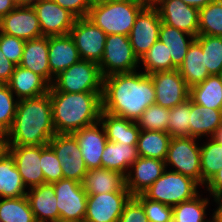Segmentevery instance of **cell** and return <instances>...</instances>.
<instances>
[{
	"label": "cell",
	"instance_id": "10",
	"mask_svg": "<svg viewBox=\"0 0 222 222\" xmlns=\"http://www.w3.org/2000/svg\"><path fill=\"white\" fill-rule=\"evenodd\" d=\"M81 60L100 63L105 50L106 33L87 17L78 18L70 31Z\"/></svg>",
	"mask_w": 222,
	"mask_h": 222
},
{
	"label": "cell",
	"instance_id": "29",
	"mask_svg": "<svg viewBox=\"0 0 222 222\" xmlns=\"http://www.w3.org/2000/svg\"><path fill=\"white\" fill-rule=\"evenodd\" d=\"M195 39L196 37L184 31L178 30L163 22L161 23L158 40L167 46L169 55L172 58L173 70L178 69L181 66L191 43Z\"/></svg>",
	"mask_w": 222,
	"mask_h": 222
},
{
	"label": "cell",
	"instance_id": "43",
	"mask_svg": "<svg viewBox=\"0 0 222 222\" xmlns=\"http://www.w3.org/2000/svg\"><path fill=\"white\" fill-rule=\"evenodd\" d=\"M40 163L45 183L52 184L63 178L62 163L49 144L40 145Z\"/></svg>",
	"mask_w": 222,
	"mask_h": 222
},
{
	"label": "cell",
	"instance_id": "23",
	"mask_svg": "<svg viewBox=\"0 0 222 222\" xmlns=\"http://www.w3.org/2000/svg\"><path fill=\"white\" fill-rule=\"evenodd\" d=\"M28 190L26 196L36 222L59 220V210L53 184L44 183Z\"/></svg>",
	"mask_w": 222,
	"mask_h": 222
},
{
	"label": "cell",
	"instance_id": "19",
	"mask_svg": "<svg viewBox=\"0 0 222 222\" xmlns=\"http://www.w3.org/2000/svg\"><path fill=\"white\" fill-rule=\"evenodd\" d=\"M79 144L82 158L89 169L102 168L101 155L108 141L104 127L98 121L72 133Z\"/></svg>",
	"mask_w": 222,
	"mask_h": 222
},
{
	"label": "cell",
	"instance_id": "38",
	"mask_svg": "<svg viewBox=\"0 0 222 222\" xmlns=\"http://www.w3.org/2000/svg\"><path fill=\"white\" fill-rule=\"evenodd\" d=\"M198 35L222 36V0L199 9Z\"/></svg>",
	"mask_w": 222,
	"mask_h": 222
},
{
	"label": "cell",
	"instance_id": "22",
	"mask_svg": "<svg viewBox=\"0 0 222 222\" xmlns=\"http://www.w3.org/2000/svg\"><path fill=\"white\" fill-rule=\"evenodd\" d=\"M20 66L42 76L52 85L55 77L49 66L48 36L25 41Z\"/></svg>",
	"mask_w": 222,
	"mask_h": 222
},
{
	"label": "cell",
	"instance_id": "48",
	"mask_svg": "<svg viewBox=\"0 0 222 222\" xmlns=\"http://www.w3.org/2000/svg\"><path fill=\"white\" fill-rule=\"evenodd\" d=\"M16 65L7 59L0 49V84H7L14 72Z\"/></svg>",
	"mask_w": 222,
	"mask_h": 222
},
{
	"label": "cell",
	"instance_id": "51",
	"mask_svg": "<svg viewBox=\"0 0 222 222\" xmlns=\"http://www.w3.org/2000/svg\"><path fill=\"white\" fill-rule=\"evenodd\" d=\"M213 200L218 206H216L217 208L214 210L210 220L212 222H222V195L214 196Z\"/></svg>",
	"mask_w": 222,
	"mask_h": 222
},
{
	"label": "cell",
	"instance_id": "45",
	"mask_svg": "<svg viewBox=\"0 0 222 222\" xmlns=\"http://www.w3.org/2000/svg\"><path fill=\"white\" fill-rule=\"evenodd\" d=\"M25 40L0 32V49L16 66L20 65Z\"/></svg>",
	"mask_w": 222,
	"mask_h": 222
},
{
	"label": "cell",
	"instance_id": "1",
	"mask_svg": "<svg viewBox=\"0 0 222 222\" xmlns=\"http://www.w3.org/2000/svg\"><path fill=\"white\" fill-rule=\"evenodd\" d=\"M155 104V87L143 71L117 73L103 78L102 111L136 122Z\"/></svg>",
	"mask_w": 222,
	"mask_h": 222
},
{
	"label": "cell",
	"instance_id": "46",
	"mask_svg": "<svg viewBox=\"0 0 222 222\" xmlns=\"http://www.w3.org/2000/svg\"><path fill=\"white\" fill-rule=\"evenodd\" d=\"M118 222H149V221L146 219L143 206L134 197H131L129 201L124 205L122 214Z\"/></svg>",
	"mask_w": 222,
	"mask_h": 222
},
{
	"label": "cell",
	"instance_id": "58",
	"mask_svg": "<svg viewBox=\"0 0 222 222\" xmlns=\"http://www.w3.org/2000/svg\"><path fill=\"white\" fill-rule=\"evenodd\" d=\"M54 222H75V221H65V220L59 219V220H55Z\"/></svg>",
	"mask_w": 222,
	"mask_h": 222
},
{
	"label": "cell",
	"instance_id": "26",
	"mask_svg": "<svg viewBox=\"0 0 222 222\" xmlns=\"http://www.w3.org/2000/svg\"><path fill=\"white\" fill-rule=\"evenodd\" d=\"M81 184L87 194L129 191L125 186V176L106 168L89 169Z\"/></svg>",
	"mask_w": 222,
	"mask_h": 222
},
{
	"label": "cell",
	"instance_id": "41",
	"mask_svg": "<svg viewBox=\"0 0 222 222\" xmlns=\"http://www.w3.org/2000/svg\"><path fill=\"white\" fill-rule=\"evenodd\" d=\"M169 108L157 104L150 105L136 121L141 130L163 131L167 133Z\"/></svg>",
	"mask_w": 222,
	"mask_h": 222
},
{
	"label": "cell",
	"instance_id": "6",
	"mask_svg": "<svg viewBox=\"0 0 222 222\" xmlns=\"http://www.w3.org/2000/svg\"><path fill=\"white\" fill-rule=\"evenodd\" d=\"M59 92H103V77L95 62L80 60L61 71L52 83Z\"/></svg>",
	"mask_w": 222,
	"mask_h": 222
},
{
	"label": "cell",
	"instance_id": "16",
	"mask_svg": "<svg viewBox=\"0 0 222 222\" xmlns=\"http://www.w3.org/2000/svg\"><path fill=\"white\" fill-rule=\"evenodd\" d=\"M0 32L31 40L42 37L38 17L31 4H19L0 19Z\"/></svg>",
	"mask_w": 222,
	"mask_h": 222
},
{
	"label": "cell",
	"instance_id": "20",
	"mask_svg": "<svg viewBox=\"0 0 222 222\" xmlns=\"http://www.w3.org/2000/svg\"><path fill=\"white\" fill-rule=\"evenodd\" d=\"M15 160V165L26 188L31 189L45 183L40 163L39 146H8L7 150Z\"/></svg>",
	"mask_w": 222,
	"mask_h": 222
},
{
	"label": "cell",
	"instance_id": "14",
	"mask_svg": "<svg viewBox=\"0 0 222 222\" xmlns=\"http://www.w3.org/2000/svg\"><path fill=\"white\" fill-rule=\"evenodd\" d=\"M150 75L155 87V104L171 109L189 99L190 87L178 69Z\"/></svg>",
	"mask_w": 222,
	"mask_h": 222
},
{
	"label": "cell",
	"instance_id": "39",
	"mask_svg": "<svg viewBox=\"0 0 222 222\" xmlns=\"http://www.w3.org/2000/svg\"><path fill=\"white\" fill-rule=\"evenodd\" d=\"M142 63V69L144 73L151 74L157 71H172L173 63L172 58L169 55L167 46L157 40L147 53L139 60Z\"/></svg>",
	"mask_w": 222,
	"mask_h": 222
},
{
	"label": "cell",
	"instance_id": "18",
	"mask_svg": "<svg viewBox=\"0 0 222 222\" xmlns=\"http://www.w3.org/2000/svg\"><path fill=\"white\" fill-rule=\"evenodd\" d=\"M165 161L138 157L125 176V186L132 197L146 191L166 170Z\"/></svg>",
	"mask_w": 222,
	"mask_h": 222
},
{
	"label": "cell",
	"instance_id": "33",
	"mask_svg": "<svg viewBox=\"0 0 222 222\" xmlns=\"http://www.w3.org/2000/svg\"><path fill=\"white\" fill-rule=\"evenodd\" d=\"M171 136L163 131L141 130L137 143L139 157L165 161Z\"/></svg>",
	"mask_w": 222,
	"mask_h": 222
},
{
	"label": "cell",
	"instance_id": "34",
	"mask_svg": "<svg viewBox=\"0 0 222 222\" xmlns=\"http://www.w3.org/2000/svg\"><path fill=\"white\" fill-rule=\"evenodd\" d=\"M200 145L202 187L222 168V144L214 138H207Z\"/></svg>",
	"mask_w": 222,
	"mask_h": 222
},
{
	"label": "cell",
	"instance_id": "40",
	"mask_svg": "<svg viewBox=\"0 0 222 222\" xmlns=\"http://www.w3.org/2000/svg\"><path fill=\"white\" fill-rule=\"evenodd\" d=\"M167 133L171 137H190V98L169 109Z\"/></svg>",
	"mask_w": 222,
	"mask_h": 222
},
{
	"label": "cell",
	"instance_id": "8",
	"mask_svg": "<svg viewBox=\"0 0 222 222\" xmlns=\"http://www.w3.org/2000/svg\"><path fill=\"white\" fill-rule=\"evenodd\" d=\"M102 77L138 70L139 59L133 52L129 37L121 34L106 36L103 57L98 64Z\"/></svg>",
	"mask_w": 222,
	"mask_h": 222
},
{
	"label": "cell",
	"instance_id": "12",
	"mask_svg": "<svg viewBox=\"0 0 222 222\" xmlns=\"http://www.w3.org/2000/svg\"><path fill=\"white\" fill-rule=\"evenodd\" d=\"M131 197L129 191L88 194L84 222H118Z\"/></svg>",
	"mask_w": 222,
	"mask_h": 222
},
{
	"label": "cell",
	"instance_id": "49",
	"mask_svg": "<svg viewBox=\"0 0 222 222\" xmlns=\"http://www.w3.org/2000/svg\"><path fill=\"white\" fill-rule=\"evenodd\" d=\"M204 188L210 194L209 196H220L222 195V168L205 184Z\"/></svg>",
	"mask_w": 222,
	"mask_h": 222
},
{
	"label": "cell",
	"instance_id": "47",
	"mask_svg": "<svg viewBox=\"0 0 222 222\" xmlns=\"http://www.w3.org/2000/svg\"><path fill=\"white\" fill-rule=\"evenodd\" d=\"M62 8L71 12L77 19L87 17L93 0H53Z\"/></svg>",
	"mask_w": 222,
	"mask_h": 222
},
{
	"label": "cell",
	"instance_id": "54",
	"mask_svg": "<svg viewBox=\"0 0 222 222\" xmlns=\"http://www.w3.org/2000/svg\"><path fill=\"white\" fill-rule=\"evenodd\" d=\"M143 6L155 7L161 0H138Z\"/></svg>",
	"mask_w": 222,
	"mask_h": 222
},
{
	"label": "cell",
	"instance_id": "27",
	"mask_svg": "<svg viewBox=\"0 0 222 222\" xmlns=\"http://www.w3.org/2000/svg\"><path fill=\"white\" fill-rule=\"evenodd\" d=\"M100 123L104 127L109 141L137 145L141 129L137 123L101 111Z\"/></svg>",
	"mask_w": 222,
	"mask_h": 222
},
{
	"label": "cell",
	"instance_id": "57",
	"mask_svg": "<svg viewBox=\"0 0 222 222\" xmlns=\"http://www.w3.org/2000/svg\"><path fill=\"white\" fill-rule=\"evenodd\" d=\"M97 1H104V2H117V1H138V0H97Z\"/></svg>",
	"mask_w": 222,
	"mask_h": 222
},
{
	"label": "cell",
	"instance_id": "5",
	"mask_svg": "<svg viewBox=\"0 0 222 222\" xmlns=\"http://www.w3.org/2000/svg\"><path fill=\"white\" fill-rule=\"evenodd\" d=\"M198 186L200 184L191 177L166 169L142 195L149 200L174 206L199 195Z\"/></svg>",
	"mask_w": 222,
	"mask_h": 222
},
{
	"label": "cell",
	"instance_id": "42",
	"mask_svg": "<svg viewBox=\"0 0 222 222\" xmlns=\"http://www.w3.org/2000/svg\"><path fill=\"white\" fill-rule=\"evenodd\" d=\"M18 101L7 84H0V132L6 134L11 129Z\"/></svg>",
	"mask_w": 222,
	"mask_h": 222
},
{
	"label": "cell",
	"instance_id": "2",
	"mask_svg": "<svg viewBox=\"0 0 222 222\" xmlns=\"http://www.w3.org/2000/svg\"><path fill=\"white\" fill-rule=\"evenodd\" d=\"M55 134L49 92L18 101L13 125L6 133L8 146L47 145Z\"/></svg>",
	"mask_w": 222,
	"mask_h": 222
},
{
	"label": "cell",
	"instance_id": "50",
	"mask_svg": "<svg viewBox=\"0 0 222 222\" xmlns=\"http://www.w3.org/2000/svg\"><path fill=\"white\" fill-rule=\"evenodd\" d=\"M20 4L19 0H0V19Z\"/></svg>",
	"mask_w": 222,
	"mask_h": 222
},
{
	"label": "cell",
	"instance_id": "36",
	"mask_svg": "<svg viewBox=\"0 0 222 222\" xmlns=\"http://www.w3.org/2000/svg\"><path fill=\"white\" fill-rule=\"evenodd\" d=\"M209 200L199 194L194 199L172 206L173 222H212L206 217Z\"/></svg>",
	"mask_w": 222,
	"mask_h": 222
},
{
	"label": "cell",
	"instance_id": "11",
	"mask_svg": "<svg viewBox=\"0 0 222 222\" xmlns=\"http://www.w3.org/2000/svg\"><path fill=\"white\" fill-rule=\"evenodd\" d=\"M62 163L63 178L82 183L88 168L72 134H55L48 143Z\"/></svg>",
	"mask_w": 222,
	"mask_h": 222
},
{
	"label": "cell",
	"instance_id": "15",
	"mask_svg": "<svg viewBox=\"0 0 222 222\" xmlns=\"http://www.w3.org/2000/svg\"><path fill=\"white\" fill-rule=\"evenodd\" d=\"M31 5L36 11L42 36L70 34L77 19L71 12L53 0H36Z\"/></svg>",
	"mask_w": 222,
	"mask_h": 222
},
{
	"label": "cell",
	"instance_id": "32",
	"mask_svg": "<svg viewBox=\"0 0 222 222\" xmlns=\"http://www.w3.org/2000/svg\"><path fill=\"white\" fill-rule=\"evenodd\" d=\"M189 98L204 107L222 110V80L219 75H210L203 82L190 87Z\"/></svg>",
	"mask_w": 222,
	"mask_h": 222
},
{
	"label": "cell",
	"instance_id": "30",
	"mask_svg": "<svg viewBox=\"0 0 222 222\" xmlns=\"http://www.w3.org/2000/svg\"><path fill=\"white\" fill-rule=\"evenodd\" d=\"M26 190L14 157L7 151L0 158V198L26 196Z\"/></svg>",
	"mask_w": 222,
	"mask_h": 222
},
{
	"label": "cell",
	"instance_id": "28",
	"mask_svg": "<svg viewBox=\"0 0 222 222\" xmlns=\"http://www.w3.org/2000/svg\"><path fill=\"white\" fill-rule=\"evenodd\" d=\"M138 157L137 145H126L108 140L101 155V164L102 168L117 171L126 176Z\"/></svg>",
	"mask_w": 222,
	"mask_h": 222
},
{
	"label": "cell",
	"instance_id": "4",
	"mask_svg": "<svg viewBox=\"0 0 222 222\" xmlns=\"http://www.w3.org/2000/svg\"><path fill=\"white\" fill-rule=\"evenodd\" d=\"M139 1L104 2L93 0L87 18L106 35L128 36L139 12L144 8Z\"/></svg>",
	"mask_w": 222,
	"mask_h": 222
},
{
	"label": "cell",
	"instance_id": "37",
	"mask_svg": "<svg viewBox=\"0 0 222 222\" xmlns=\"http://www.w3.org/2000/svg\"><path fill=\"white\" fill-rule=\"evenodd\" d=\"M195 40L201 45L209 74L219 75L222 72V36L198 35Z\"/></svg>",
	"mask_w": 222,
	"mask_h": 222
},
{
	"label": "cell",
	"instance_id": "44",
	"mask_svg": "<svg viewBox=\"0 0 222 222\" xmlns=\"http://www.w3.org/2000/svg\"><path fill=\"white\" fill-rule=\"evenodd\" d=\"M142 206L149 222H173L172 206L152 201L142 194L134 197Z\"/></svg>",
	"mask_w": 222,
	"mask_h": 222
},
{
	"label": "cell",
	"instance_id": "17",
	"mask_svg": "<svg viewBox=\"0 0 222 222\" xmlns=\"http://www.w3.org/2000/svg\"><path fill=\"white\" fill-rule=\"evenodd\" d=\"M163 23L198 36L199 9L185 4L182 0H161L156 6Z\"/></svg>",
	"mask_w": 222,
	"mask_h": 222
},
{
	"label": "cell",
	"instance_id": "3",
	"mask_svg": "<svg viewBox=\"0 0 222 222\" xmlns=\"http://www.w3.org/2000/svg\"><path fill=\"white\" fill-rule=\"evenodd\" d=\"M103 92L66 93L49 89L52 122L57 134H72L100 120Z\"/></svg>",
	"mask_w": 222,
	"mask_h": 222
},
{
	"label": "cell",
	"instance_id": "52",
	"mask_svg": "<svg viewBox=\"0 0 222 222\" xmlns=\"http://www.w3.org/2000/svg\"><path fill=\"white\" fill-rule=\"evenodd\" d=\"M185 4L196 7L198 9L205 7L214 0H182Z\"/></svg>",
	"mask_w": 222,
	"mask_h": 222
},
{
	"label": "cell",
	"instance_id": "24",
	"mask_svg": "<svg viewBox=\"0 0 222 222\" xmlns=\"http://www.w3.org/2000/svg\"><path fill=\"white\" fill-rule=\"evenodd\" d=\"M7 85L18 100L42 96L51 86L42 76L20 65L15 67Z\"/></svg>",
	"mask_w": 222,
	"mask_h": 222
},
{
	"label": "cell",
	"instance_id": "9",
	"mask_svg": "<svg viewBox=\"0 0 222 222\" xmlns=\"http://www.w3.org/2000/svg\"><path fill=\"white\" fill-rule=\"evenodd\" d=\"M52 184L57 199L59 219L84 222L88 194L83 189L82 184L66 178Z\"/></svg>",
	"mask_w": 222,
	"mask_h": 222
},
{
	"label": "cell",
	"instance_id": "35",
	"mask_svg": "<svg viewBox=\"0 0 222 222\" xmlns=\"http://www.w3.org/2000/svg\"><path fill=\"white\" fill-rule=\"evenodd\" d=\"M2 222H36L27 196L0 198Z\"/></svg>",
	"mask_w": 222,
	"mask_h": 222
},
{
	"label": "cell",
	"instance_id": "25",
	"mask_svg": "<svg viewBox=\"0 0 222 222\" xmlns=\"http://www.w3.org/2000/svg\"><path fill=\"white\" fill-rule=\"evenodd\" d=\"M222 125V110L194 103L190 99V137L212 138Z\"/></svg>",
	"mask_w": 222,
	"mask_h": 222
},
{
	"label": "cell",
	"instance_id": "31",
	"mask_svg": "<svg viewBox=\"0 0 222 222\" xmlns=\"http://www.w3.org/2000/svg\"><path fill=\"white\" fill-rule=\"evenodd\" d=\"M178 70L189 87L203 82L210 76L205 66L201 45L196 40L191 43Z\"/></svg>",
	"mask_w": 222,
	"mask_h": 222
},
{
	"label": "cell",
	"instance_id": "55",
	"mask_svg": "<svg viewBox=\"0 0 222 222\" xmlns=\"http://www.w3.org/2000/svg\"><path fill=\"white\" fill-rule=\"evenodd\" d=\"M212 138H214L217 142L222 144V125L219 127V129Z\"/></svg>",
	"mask_w": 222,
	"mask_h": 222
},
{
	"label": "cell",
	"instance_id": "13",
	"mask_svg": "<svg viewBox=\"0 0 222 222\" xmlns=\"http://www.w3.org/2000/svg\"><path fill=\"white\" fill-rule=\"evenodd\" d=\"M161 23L156 7L145 6L139 12L128 35L133 52L139 60L158 40Z\"/></svg>",
	"mask_w": 222,
	"mask_h": 222
},
{
	"label": "cell",
	"instance_id": "53",
	"mask_svg": "<svg viewBox=\"0 0 222 222\" xmlns=\"http://www.w3.org/2000/svg\"><path fill=\"white\" fill-rule=\"evenodd\" d=\"M8 150L7 144V136L5 133L0 132V158L4 155Z\"/></svg>",
	"mask_w": 222,
	"mask_h": 222
},
{
	"label": "cell",
	"instance_id": "56",
	"mask_svg": "<svg viewBox=\"0 0 222 222\" xmlns=\"http://www.w3.org/2000/svg\"><path fill=\"white\" fill-rule=\"evenodd\" d=\"M33 1L36 0H19L20 4H31Z\"/></svg>",
	"mask_w": 222,
	"mask_h": 222
},
{
	"label": "cell",
	"instance_id": "7",
	"mask_svg": "<svg viewBox=\"0 0 222 222\" xmlns=\"http://www.w3.org/2000/svg\"><path fill=\"white\" fill-rule=\"evenodd\" d=\"M198 141L200 140L194 137H171L165 165L166 168L173 166V169L168 170L191 177L202 187L200 145Z\"/></svg>",
	"mask_w": 222,
	"mask_h": 222
},
{
	"label": "cell",
	"instance_id": "21",
	"mask_svg": "<svg viewBox=\"0 0 222 222\" xmlns=\"http://www.w3.org/2000/svg\"><path fill=\"white\" fill-rule=\"evenodd\" d=\"M48 57L50 71L54 77L81 60L70 34L48 36Z\"/></svg>",
	"mask_w": 222,
	"mask_h": 222
}]
</instances>
